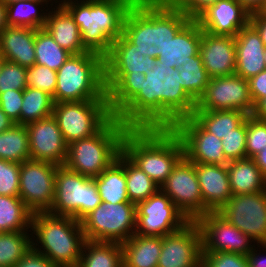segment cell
I'll use <instances>...</instances> for the list:
<instances>
[{"mask_svg":"<svg viewBox=\"0 0 266 267\" xmlns=\"http://www.w3.org/2000/svg\"><path fill=\"white\" fill-rule=\"evenodd\" d=\"M196 101L181 86L179 68L156 62L139 93L115 116L128 129L172 128L191 117Z\"/></svg>","mask_w":266,"mask_h":267,"instance_id":"obj_1","label":"cell"},{"mask_svg":"<svg viewBox=\"0 0 266 267\" xmlns=\"http://www.w3.org/2000/svg\"><path fill=\"white\" fill-rule=\"evenodd\" d=\"M189 20L169 0H136L125 17L123 35L144 56L158 58Z\"/></svg>","mask_w":266,"mask_h":267,"instance_id":"obj_2","label":"cell"},{"mask_svg":"<svg viewBox=\"0 0 266 267\" xmlns=\"http://www.w3.org/2000/svg\"><path fill=\"white\" fill-rule=\"evenodd\" d=\"M136 0H63L82 35L84 48L103 58L112 42L123 34L125 17Z\"/></svg>","mask_w":266,"mask_h":267,"instance_id":"obj_3","label":"cell"},{"mask_svg":"<svg viewBox=\"0 0 266 267\" xmlns=\"http://www.w3.org/2000/svg\"><path fill=\"white\" fill-rule=\"evenodd\" d=\"M122 152L159 187L184 156L183 144L172 128L128 129Z\"/></svg>","mask_w":266,"mask_h":267,"instance_id":"obj_4","label":"cell"},{"mask_svg":"<svg viewBox=\"0 0 266 267\" xmlns=\"http://www.w3.org/2000/svg\"><path fill=\"white\" fill-rule=\"evenodd\" d=\"M31 228L44 251L37 248L33 240L32 249L47 257L54 266L79 264L87 241L80 221L71 216L36 212L32 215Z\"/></svg>","mask_w":266,"mask_h":267,"instance_id":"obj_5","label":"cell"},{"mask_svg":"<svg viewBox=\"0 0 266 267\" xmlns=\"http://www.w3.org/2000/svg\"><path fill=\"white\" fill-rule=\"evenodd\" d=\"M54 103L108 100L104 81V58L93 52L71 55L56 71Z\"/></svg>","mask_w":266,"mask_h":267,"instance_id":"obj_6","label":"cell"},{"mask_svg":"<svg viewBox=\"0 0 266 267\" xmlns=\"http://www.w3.org/2000/svg\"><path fill=\"white\" fill-rule=\"evenodd\" d=\"M127 130L126 126L113 117L92 137L70 143L64 165L90 178L98 176L122 151V139Z\"/></svg>","mask_w":266,"mask_h":267,"instance_id":"obj_7","label":"cell"},{"mask_svg":"<svg viewBox=\"0 0 266 267\" xmlns=\"http://www.w3.org/2000/svg\"><path fill=\"white\" fill-rule=\"evenodd\" d=\"M102 203L93 178L59 165L55 176V197L48 211L81 221Z\"/></svg>","mask_w":266,"mask_h":267,"instance_id":"obj_8","label":"cell"},{"mask_svg":"<svg viewBox=\"0 0 266 267\" xmlns=\"http://www.w3.org/2000/svg\"><path fill=\"white\" fill-rule=\"evenodd\" d=\"M53 116L68 145L92 137L114 117L108 100L54 103Z\"/></svg>","mask_w":266,"mask_h":267,"instance_id":"obj_9","label":"cell"},{"mask_svg":"<svg viewBox=\"0 0 266 267\" xmlns=\"http://www.w3.org/2000/svg\"><path fill=\"white\" fill-rule=\"evenodd\" d=\"M136 205L131 202H102L80 222L87 241H127L136 230Z\"/></svg>","mask_w":266,"mask_h":267,"instance_id":"obj_10","label":"cell"},{"mask_svg":"<svg viewBox=\"0 0 266 267\" xmlns=\"http://www.w3.org/2000/svg\"><path fill=\"white\" fill-rule=\"evenodd\" d=\"M58 166L32 159L20 163L19 197L33 213L48 212L52 207Z\"/></svg>","mask_w":266,"mask_h":267,"instance_id":"obj_11","label":"cell"},{"mask_svg":"<svg viewBox=\"0 0 266 267\" xmlns=\"http://www.w3.org/2000/svg\"><path fill=\"white\" fill-rule=\"evenodd\" d=\"M135 234L163 237L186 225L189 220L160 189L136 205Z\"/></svg>","mask_w":266,"mask_h":267,"instance_id":"obj_12","label":"cell"},{"mask_svg":"<svg viewBox=\"0 0 266 267\" xmlns=\"http://www.w3.org/2000/svg\"><path fill=\"white\" fill-rule=\"evenodd\" d=\"M165 193L189 221H196L205 215L195 163L183 156L173 168L171 174L161 185Z\"/></svg>","mask_w":266,"mask_h":267,"instance_id":"obj_13","label":"cell"},{"mask_svg":"<svg viewBox=\"0 0 266 267\" xmlns=\"http://www.w3.org/2000/svg\"><path fill=\"white\" fill-rule=\"evenodd\" d=\"M218 213L257 244H266V191L232 195Z\"/></svg>","mask_w":266,"mask_h":267,"instance_id":"obj_14","label":"cell"},{"mask_svg":"<svg viewBox=\"0 0 266 267\" xmlns=\"http://www.w3.org/2000/svg\"><path fill=\"white\" fill-rule=\"evenodd\" d=\"M248 80L236 74L210 78L195 110H240L252 114Z\"/></svg>","mask_w":266,"mask_h":267,"instance_id":"obj_15","label":"cell"},{"mask_svg":"<svg viewBox=\"0 0 266 267\" xmlns=\"http://www.w3.org/2000/svg\"><path fill=\"white\" fill-rule=\"evenodd\" d=\"M173 131L179 136L184 156L193 163L227 165L222 139L207 132L192 116L175 123Z\"/></svg>","mask_w":266,"mask_h":267,"instance_id":"obj_16","label":"cell"},{"mask_svg":"<svg viewBox=\"0 0 266 267\" xmlns=\"http://www.w3.org/2000/svg\"><path fill=\"white\" fill-rule=\"evenodd\" d=\"M158 267H202V235L196 221L162 237Z\"/></svg>","mask_w":266,"mask_h":267,"instance_id":"obj_17","label":"cell"},{"mask_svg":"<svg viewBox=\"0 0 266 267\" xmlns=\"http://www.w3.org/2000/svg\"><path fill=\"white\" fill-rule=\"evenodd\" d=\"M202 235V252H231L247 256L253 249L247 234L224 219L208 212L196 220Z\"/></svg>","mask_w":266,"mask_h":267,"instance_id":"obj_18","label":"cell"},{"mask_svg":"<svg viewBox=\"0 0 266 267\" xmlns=\"http://www.w3.org/2000/svg\"><path fill=\"white\" fill-rule=\"evenodd\" d=\"M29 135L30 159L64 165L68 144L53 115L25 125Z\"/></svg>","mask_w":266,"mask_h":267,"instance_id":"obj_19","label":"cell"},{"mask_svg":"<svg viewBox=\"0 0 266 267\" xmlns=\"http://www.w3.org/2000/svg\"><path fill=\"white\" fill-rule=\"evenodd\" d=\"M201 29L213 35L235 37L250 23L248 13L237 0H219L197 18Z\"/></svg>","mask_w":266,"mask_h":267,"instance_id":"obj_20","label":"cell"},{"mask_svg":"<svg viewBox=\"0 0 266 267\" xmlns=\"http://www.w3.org/2000/svg\"><path fill=\"white\" fill-rule=\"evenodd\" d=\"M199 54L210 78L235 74L236 46L232 36L202 32Z\"/></svg>","mask_w":266,"mask_h":267,"instance_id":"obj_21","label":"cell"},{"mask_svg":"<svg viewBox=\"0 0 266 267\" xmlns=\"http://www.w3.org/2000/svg\"><path fill=\"white\" fill-rule=\"evenodd\" d=\"M205 214L218 212L232 196L227 165L195 163Z\"/></svg>","mask_w":266,"mask_h":267,"instance_id":"obj_22","label":"cell"},{"mask_svg":"<svg viewBox=\"0 0 266 267\" xmlns=\"http://www.w3.org/2000/svg\"><path fill=\"white\" fill-rule=\"evenodd\" d=\"M156 58L144 56L123 34L112 42L104 57V74H146L156 64Z\"/></svg>","mask_w":266,"mask_h":267,"instance_id":"obj_23","label":"cell"},{"mask_svg":"<svg viewBox=\"0 0 266 267\" xmlns=\"http://www.w3.org/2000/svg\"><path fill=\"white\" fill-rule=\"evenodd\" d=\"M236 46V71L235 74L249 79L266 69L264 61L265 45L260 34L249 23L240 29L234 37Z\"/></svg>","mask_w":266,"mask_h":267,"instance_id":"obj_24","label":"cell"},{"mask_svg":"<svg viewBox=\"0 0 266 267\" xmlns=\"http://www.w3.org/2000/svg\"><path fill=\"white\" fill-rule=\"evenodd\" d=\"M36 29L7 26L0 33V53L6 61L29 68L35 64Z\"/></svg>","mask_w":266,"mask_h":267,"instance_id":"obj_25","label":"cell"},{"mask_svg":"<svg viewBox=\"0 0 266 267\" xmlns=\"http://www.w3.org/2000/svg\"><path fill=\"white\" fill-rule=\"evenodd\" d=\"M202 32L196 19H190L173 37L160 53L157 62L171 65V68H180L182 62L189 60V57L199 53Z\"/></svg>","mask_w":266,"mask_h":267,"instance_id":"obj_26","label":"cell"},{"mask_svg":"<svg viewBox=\"0 0 266 267\" xmlns=\"http://www.w3.org/2000/svg\"><path fill=\"white\" fill-rule=\"evenodd\" d=\"M44 29L54 41L72 55L87 52L82 44V35L71 14L59 3L56 11L48 12Z\"/></svg>","mask_w":266,"mask_h":267,"instance_id":"obj_27","label":"cell"},{"mask_svg":"<svg viewBox=\"0 0 266 267\" xmlns=\"http://www.w3.org/2000/svg\"><path fill=\"white\" fill-rule=\"evenodd\" d=\"M121 246L123 267H158L162 237L133 234Z\"/></svg>","mask_w":266,"mask_h":267,"instance_id":"obj_28","label":"cell"},{"mask_svg":"<svg viewBox=\"0 0 266 267\" xmlns=\"http://www.w3.org/2000/svg\"><path fill=\"white\" fill-rule=\"evenodd\" d=\"M227 170L232 195L266 191V178L252 158L230 161Z\"/></svg>","mask_w":266,"mask_h":267,"instance_id":"obj_29","label":"cell"},{"mask_svg":"<svg viewBox=\"0 0 266 267\" xmlns=\"http://www.w3.org/2000/svg\"><path fill=\"white\" fill-rule=\"evenodd\" d=\"M145 74H104L109 108L115 117L141 90Z\"/></svg>","mask_w":266,"mask_h":267,"instance_id":"obj_30","label":"cell"},{"mask_svg":"<svg viewBox=\"0 0 266 267\" xmlns=\"http://www.w3.org/2000/svg\"><path fill=\"white\" fill-rule=\"evenodd\" d=\"M240 110H195L192 117L209 133L222 139L248 117Z\"/></svg>","mask_w":266,"mask_h":267,"instance_id":"obj_31","label":"cell"},{"mask_svg":"<svg viewBox=\"0 0 266 267\" xmlns=\"http://www.w3.org/2000/svg\"><path fill=\"white\" fill-rule=\"evenodd\" d=\"M116 161L124 168L127 195L131 203L137 205L154 195L160 187L138 166H136L122 151Z\"/></svg>","mask_w":266,"mask_h":267,"instance_id":"obj_32","label":"cell"},{"mask_svg":"<svg viewBox=\"0 0 266 267\" xmlns=\"http://www.w3.org/2000/svg\"><path fill=\"white\" fill-rule=\"evenodd\" d=\"M93 179L102 202L112 204L130 202L127 195L125 171L116 160Z\"/></svg>","mask_w":266,"mask_h":267,"instance_id":"obj_33","label":"cell"},{"mask_svg":"<svg viewBox=\"0 0 266 267\" xmlns=\"http://www.w3.org/2000/svg\"><path fill=\"white\" fill-rule=\"evenodd\" d=\"M78 265L80 267H123L121 243L86 241Z\"/></svg>","mask_w":266,"mask_h":267,"instance_id":"obj_34","label":"cell"},{"mask_svg":"<svg viewBox=\"0 0 266 267\" xmlns=\"http://www.w3.org/2000/svg\"><path fill=\"white\" fill-rule=\"evenodd\" d=\"M32 215L19 196L0 195V233L26 231L31 228Z\"/></svg>","mask_w":266,"mask_h":267,"instance_id":"obj_35","label":"cell"},{"mask_svg":"<svg viewBox=\"0 0 266 267\" xmlns=\"http://www.w3.org/2000/svg\"><path fill=\"white\" fill-rule=\"evenodd\" d=\"M0 159L15 163L30 159L29 135L25 125L15 123L0 133Z\"/></svg>","mask_w":266,"mask_h":267,"instance_id":"obj_36","label":"cell"},{"mask_svg":"<svg viewBox=\"0 0 266 267\" xmlns=\"http://www.w3.org/2000/svg\"><path fill=\"white\" fill-rule=\"evenodd\" d=\"M54 101L51 95L27 86L23 90L20 124L26 125L53 115Z\"/></svg>","mask_w":266,"mask_h":267,"instance_id":"obj_37","label":"cell"},{"mask_svg":"<svg viewBox=\"0 0 266 267\" xmlns=\"http://www.w3.org/2000/svg\"><path fill=\"white\" fill-rule=\"evenodd\" d=\"M71 55L61 48L44 28L36 29L35 64L57 71Z\"/></svg>","mask_w":266,"mask_h":267,"instance_id":"obj_38","label":"cell"},{"mask_svg":"<svg viewBox=\"0 0 266 267\" xmlns=\"http://www.w3.org/2000/svg\"><path fill=\"white\" fill-rule=\"evenodd\" d=\"M181 86L197 102L209 84L210 77L204 68L200 54L189 57L179 68Z\"/></svg>","mask_w":266,"mask_h":267,"instance_id":"obj_39","label":"cell"},{"mask_svg":"<svg viewBox=\"0 0 266 267\" xmlns=\"http://www.w3.org/2000/svg\"><path fill=\"white\" fill-rule=\"evenodd\" d=\"M26 231L0 233V267H14L32 248Z\"/></svg>","mask_w":266,"mask_h":267,"instance_id":"obj_40","label":"cell"},{"mask_svg":"<svg viewBox=\"0 0 266 267\" xmlns=\"http://www.w3.org/2000/svg\"><path fill=\"white\" fill-rule=\"evenodd\" d=\"M42 3L24 0L6 6L7 26L28 27L32 29L44 28L48 13L40 14L38 13L39 10H37L39 9L38 6L42 5Z\"/></svg>","mask_w":266,"mask_h":267,"instance_id":"obj_41","label":"cell"},{"mask_svg":"<svg viewBox=\"0 0 266 267\" xmlns=\"http://www.w3.org/2000/svg\"><path fill=\"white\" fill-rule=\"evenodd\" d=\"M246 136L247 118L239 127L222 138V150L228 162L247 158Z\"/></svg>","mask_w":266,"mask_h":267,"instance_id":"obj_42","label":"cell"},{"mask_svg":"<svg viewBox=\"0 0 266 267\" xmlns=\"http://www.w3.org/2000/svg\"><path fill=\"white\" fill-rule=\"evenodd\" d=\"M27 86V68L5 60L0 71V94L8 90H24Z\"/></svg>","mask_w":266,"mask_h":267,"instance_id":"obj_43","label":"cell"},{"mask_svg":"<svg viewBox=\"0 0 266 267\" xmlns=\"http://www.w3.org/2000/svg\"><path fill=\"white\" fill-rule=\"evenodd\" d=\"M27 82L29 87L40 89L53 97L57 85V74L55 70L47 66L34 64L27 68Z\"/></svg>","mask_w":266,"mask_h":267,"instance_id":"obj_44","label":"cell"},{"mask_svg":"<svg viewBox=\"0 0 266 267\" xmlns=\"http://www.w3.org/2000/svg\"><path fill=\"white\" fill-rule=\"evenodd\" d=\"M266 147V121L247 117L246 155L253 158Z\"/></svg>","mask_w":266,"mask_h":267,"instance_id":"obj_45","label":"cell"},{"mask_svg":"<svg viewBox=\"0 0 266 267\" xmlns=\"http://www.w3.org/2000/svg\"><path fill=\"white\" fill-rule=\"evenodd\" d=\"M20 163L0 159V195L19 196Z\"/></svg>","mask_w":266,"mask_h":267,"instance_id":"obj_46","label":"cell"},{"mask_svg":"<svg viewBox=\"0 0 266 267\" xmlns=\"http://www.w3.org/2000/svg\"><path fill=\"white\" fill-rule=\"evenodd\" d=\"M202 267H249L247 257L231 252H202Z\"/></svg>","mask_w":266,"mask_h":267,"instance_id":"obj_47","label":"cell"},{"mask_svg":"<svg viewBox=\"0 0 266 267\" xmlns=\"http://www.w3.org/2000/svg\"><path fill=\"white\" fill-rule=\"evenodd\" d=\"M23 90H8L0 94V108L16 124H20Z\"/></svg>","mask_w":266,"mask_h":267,"instance_id":"obj_48","label":"cell"},{"mask_svg":"<svg viewBox=\"0 0 266 267\" xmlns=\"http://www.w3.org/2000/svg\"><path fill=\"white\" fill-rule=\"evenodd\" d=\"M176 8L181 10L190 19H196L209 6L219 0H169Z\"/></svg>","mask_w":266,"mask_h":267,"instance_id":"obj_49","label":"cell"},{"mask_svg":"<svg viewBox=\"0 0 266 267\" xmlns=\"http://www.w3.org/2000/svg\"><path fill=\"white\" fill-rule=\"evenodd\" d=\"M249 92L253 104L266 97V69L248 79Z\"/></svg>","mask_w":266,"mask_h":267,"instance_id":"obj_50","label":"cell"},{"mask_svg":"<svg viewBox=\"0 0 266 267\" xmlns=\"http://www.w3.org/2000/svg\"><path fill=\"white\" fill-rule=\"evenodd\" d=\"M14 267H56L43 254L32 248L17 262Z\"/></svg>","mask_w":266,"mask_h":267,"instance_id":"obj_51","label":"cell"},{"mask_svg":"<svg viewBox=\"0 0 266 267\" xmlns=\"http://www.w3.org/2000/svg\"><path fill=\"white\" fill-rule=\"evenodd\" d=\"M250 24L260 34L261 40L266 46V16H263L260 12L250 14Z\"/></svg>","mask_w":266,"mask_h":267,"instance_id":"obj_52","label":"cell"},{"mask_svg":"<svg viewBox=\"0 0 266 267\" xmlns=\"http://www.w3.org/2000/svg\"><path fill=\"white\" fill-rule=\"evenodd\" d=\"M241 6L250 14L259 12L266 0H237Z\"/></svg>","mask_w":266,"mask_h":267,"instance_id":"obj_53","label":"cell"},{"mask_svg":"<svg viewBox=\"0 0 266 267\" xmlns=\"http://www.w3.org/2000/svg\"><path fill=\"white\" fill-rule=\"evenodd\" d=\"M262 247L266 248V244H260ZM254 248L248 253L247 260L249 267H266V257H260L259 254L255 253ZM259 257V258H258Z\"/></svg>","mask_w":266,"mask_h":267,"instance_id":"obj_54","label":"cell"},{"mask_svg":"<svg viewBox=\"0 0 266 267\" xmlns=\"http://www.w3.org/2000/svg\"><path fill=\"white\" fill-rule=\"evenodd\" d=\"M253 117L266 121V97L260 99L255 105L251 114Z\"/></svg>","mask_w":266,"mask_h":267,"instance_id":"obj_55","label":"cell"},{"mask_svg":"<svg viewBox=\"0 0 266 267\" xmlns=\"http://www.w3.org/2000/svg\"><path fill=\"white\" fill-rule=\"evenodd\" d=\"M266 178V147L252 158Z\"/></svg>","mask_w":266,"mask_h":267,"instance_id":"obj_56","label":"cell"},{"mask_svg":"<svg viewBox=\"0 0 266 267\" xmlns=\"http://www.w3.org/2000/svg\"><path fill=\"white\" fill-rule=\"evenodd\" d=\"M15 124L0 108V133L8 130Z\"/></svg>","mask_w":266,"mask_h":267,"instance_id":"obj_57","label":"cell"},{"mask_svg":"<svg viewBox=\"0 0 266 267\" xmlns=\"http://www.w3.org/2000/svg\"><path fill=\"white\" fill-rule=\"evenodd\" d=\"M7 27L6 6L0 1V33Z\"/></svg>","mask_w":266,"mask_h":267,"instance_id":"obj_58","label":"cell"},{"mask_svg":"<svg viewBox=\"0 0 266 267\" xmlns=\"http://www.w3.org/2000/svg\"><path fill=\"white\" fill-rule=\"evenodd\" d=\"M1 2H3L5 4V6H8V5H11V4H14V3H17L19 1H24V0H0ZM26 1H35V2H49L51 0H26Z\"/></svg>","mask_w":266,"mask_h":267,"instance_id":"obj_59","label":"cell"},{"mask_svg":"<svg viewBox=\"0 0 266 267\" xmlns=\"http://www.w3.org/2000/svg\"><path fill=\"white\" fill-rule=\"evenodd\" d=\"M263 16H266V1L263 8L259 11Z\"/></svg>","mask_w":266,"mask_h":267,"instance_id":"obj_60","label":"cell"},{"mask_svg":"<svg viewBox=\"0 0 266 267\" xmlns=\"http://www.w3.org/2000/svg\"><path fill=\"white\" fill-rule=\"evenodd\" d=\"M4 61H5V58H4V56L0 53V71H1V67H2Z\"/></svg>","mask_w":266,"mask_h":267,"instance_id":"obj_61","label":"cell"},{"mask_svg":"<svg viewBox=\"0 0 266 267\" xmlns=\"http://www.w3.org/2000/svg\"><path fill=\"white\" fill-rule=\"evenodd\" d=\"M264 61H265V67H266V46H265V48H264Z\"/></svg>","mask_w":266,"mask_h":267,"instance_id":"obj_62","label":"cell"},{"mask_svg":"<svg viewBox=\"0 0 266 267\" xmlns=\"http://www.w3.org/2000/svg\"><path fill=\"white\" fill-rule=\"evenodd\" d=\"M57 267H80L79 265H69V266H57Z\"/></svg>","mask_w":266,"mask_h":267,"instance_id":"obj_63","label":"cell"}]
</instances>
